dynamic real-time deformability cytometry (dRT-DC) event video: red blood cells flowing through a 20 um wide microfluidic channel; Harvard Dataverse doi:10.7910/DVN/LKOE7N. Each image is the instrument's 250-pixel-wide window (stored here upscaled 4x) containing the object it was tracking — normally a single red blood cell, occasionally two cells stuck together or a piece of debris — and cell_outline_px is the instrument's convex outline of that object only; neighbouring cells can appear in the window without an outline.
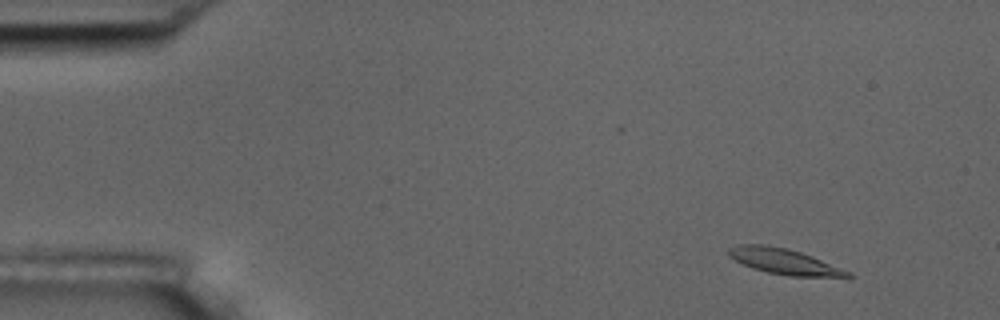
{"species": "common noctule bat (a hibernating species)", "species_latin": "Nyctalus noctula", "temperature_condition": "room temperature", "stored_images_in_passage": 55, "camera_frame_rate_fps": 3000, "um_per_image_px": 0.085, "animal": {"sex": "male", "body_mass_g": 17.5, "forearm_length_mm": 52.3}, "frame": {"image": 1, "passage_image": 5, "time_ms": 1.333, "image_size_px": [1000, 320], "cell_outline_px": [[856, 276], [848, 280], [788, 276], [768, 272], [752, 268], [728, 256], [728, 248], [740, 244], [764, 244], [788, 248], [812, 256], [852, 272]], "centroid_in_image_um": [66.85, 22.28], "position_along_channel_um": 18.2, "area_um2": 18.61}}
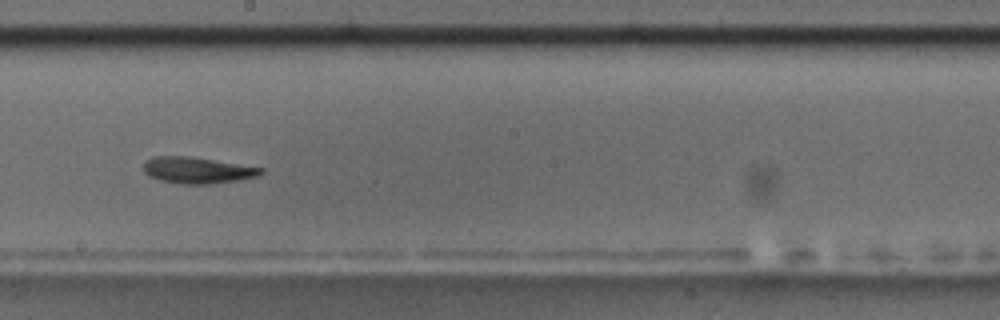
{"frame": {"image": 2, "passage_image": 31, "time_ms": 10.0, "image_size_px": [1000, 320], "cell_outline_px": [[264, 172], [260, 176], [240, 180], [208, 184], [180, 184], [160, 180], [148, 176], [144, 172], [144, 160], [152, 156], [188, 156], [264, 168]], "centroid_in_image_um": [16.76, 14.47], "position_along_channel_um": 231.4, "area_um2": 18.15}}
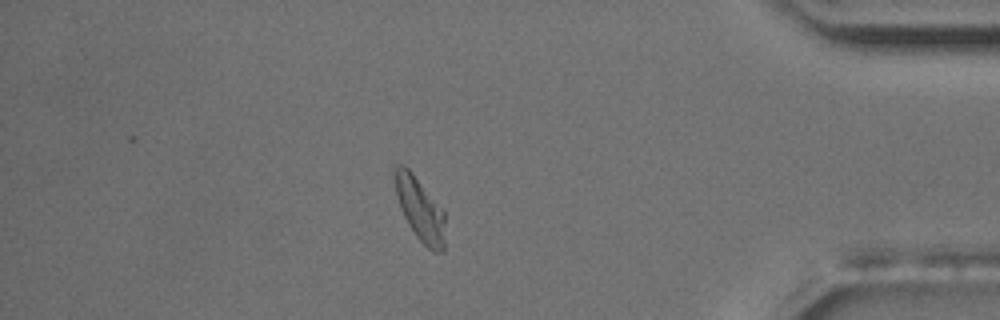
{"frame": {"image": 3, "passage_image": 48, "time_ms": 15.667, "image_size_px": [1000, 320], "cell_outline_px": [[444, 252], [432, 252], [416, 236], [408, 224], [400, 208], [396, 196], [392, 168], [392, 164], [404, 164], [412, 172], [444, 208]], "centroid_in_image_um": [35.67, 17.72], "position_along_channel_um": 399.5, "area_um2": 19.07}, "authors_computed_cell_mechanics": {"area_um2": 17.9758, "velocity_mm_per_s": 3.5999, "shape_relaxation_time_tau1_ms": 4.4329, "shape_relaxation_time_tau2_ms": 3.7132, "deformation_change_tau1": 0.1684, "deformation_change_tau2": 0.1166}}